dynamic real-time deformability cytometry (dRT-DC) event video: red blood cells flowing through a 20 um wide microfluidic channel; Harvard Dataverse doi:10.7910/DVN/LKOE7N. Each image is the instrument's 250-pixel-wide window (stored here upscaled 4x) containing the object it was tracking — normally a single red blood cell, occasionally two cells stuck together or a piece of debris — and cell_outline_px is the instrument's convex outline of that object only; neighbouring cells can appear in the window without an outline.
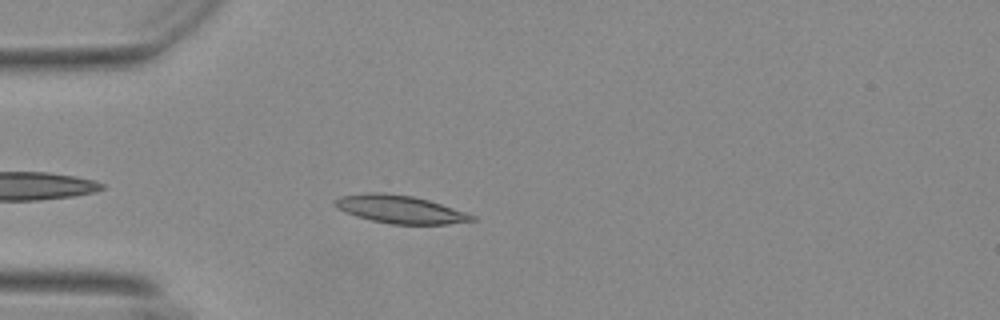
{"species": "Egyptian fruit bat (a non-hibernating species)", "species_latin": "Rousettus aegyptiacus", "temperature_condition": "warm", "stored_images_in_passage": 38, "camera_frame_rate_fps": 3000, "um_per_image_px": 0.085, "animal": {"sex": "female"}, "frame": {"image": 1, "passage_image": 5, "time_ms": 1.333, "image_size_px": [1000, 320], "cell_outline_px": [[476, 220], [448, 224], [392, 224], [372, 220], [356, 216], [336, 208], [332, 204], [332, 200], [340, 196], [372, 192], [380, 192], [412, 196], [428, 200], [476, 216]], "centroid_in_image_um": [33.95, 17.79], "position_along_channel_um": 51.0, "area_um2": 22.14}}
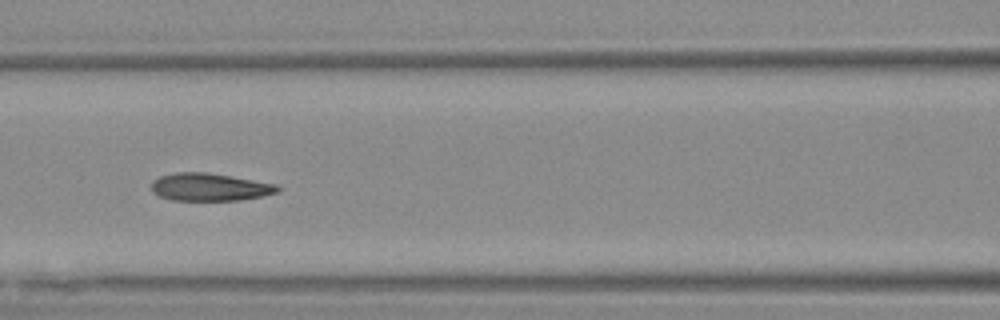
{"frame": {"image": 2, "passage_image": 14, "time_ms": 4.333, "image_size_px": [1000, 320], "cell_outline_px": [[280, 192], [264, 196], [240, 200], [172, 200], [160, 196], [152, 192], [152, 180], [160, 176], [176, 172], [204, 172], [276, 184], [280, 188]], "centroid_in_image_um": [17.82, 15.91], "position_along_channel_um": 148.8, "area_um2": 20.23}}
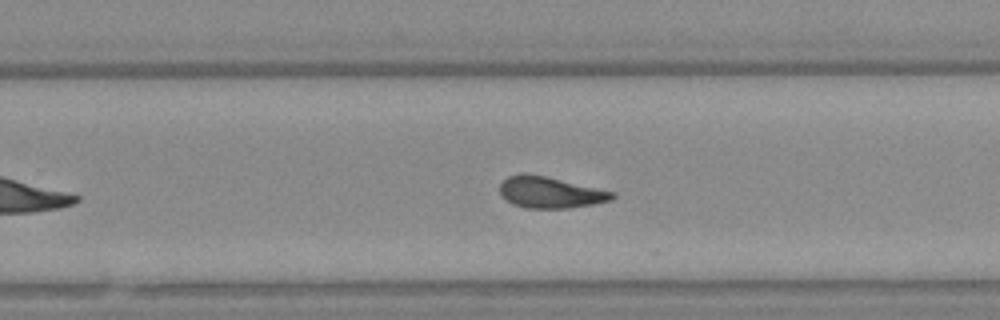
{"frame": {"image": 3, "passage_image": 25, "time_ms": 8.0, "image_size_px": [1000, 320], "cell_outline_px": [[616, 196], [612, 200], [592, 204], [568, 208], [524, 208], [512, 204], [504, 200], [500, 192], [500, 184], [508, 176], [520, 172], [524, 172], [544, 176], [616, 192]], "centroid_in_image_um": [46.74, 16.35], "position_along_channel_um": 283.1, "area_um2": 20.63}, "authors_computed_cell_mechanics": {"area_um2": 20.7213, "velocity_mm_per_s": 3.6738, "shape_relaxation_time_tau1_ms": 6.0469, "shape_relaxation_time_tau2_ms": 2.1685, "deformation_change_tau1": 0.1595, "deformation_change_tau2": 0.0972}}